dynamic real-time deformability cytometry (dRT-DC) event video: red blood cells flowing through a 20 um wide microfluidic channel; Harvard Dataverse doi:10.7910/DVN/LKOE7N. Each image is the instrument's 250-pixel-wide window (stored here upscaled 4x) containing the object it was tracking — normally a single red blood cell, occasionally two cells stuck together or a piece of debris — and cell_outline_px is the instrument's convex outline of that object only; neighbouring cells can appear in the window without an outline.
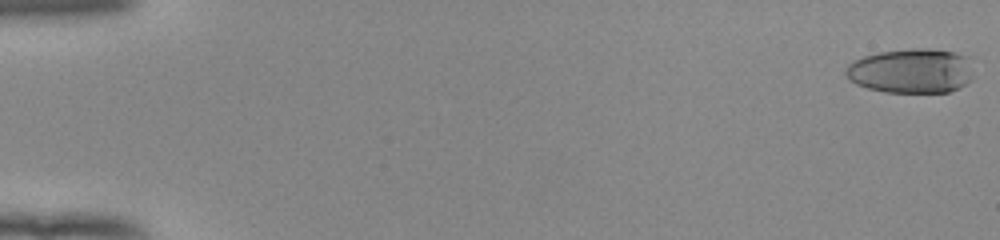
{"species": "human", "species_latin": "Homo sapiens", "temperature_condition": "room temperature", "stored_images_in_passage": 53, "camera_frame_rate_fps": 3000, "um_per_image_px": 0.085, "donor": {"sex": "female"}, "frame": {"image": 1, "passage_image": 1, "time_ms": 0.0, "image_size_px": [1000, 240], "cell_outline_px": [[972, 80], [960, 88], [948, 92], [884, 92], [868, 88], [856, 84], [844, 72], [848, 64], [852, 60], [864, 56], [880, 52], [912, 48], [928, 48], [952, 52], [968, 56], [972, 72]], "centroid_in_image_um": [77.47, 6.02], "position_along_channel_um": 7.5, "area_um2": 33.35}}
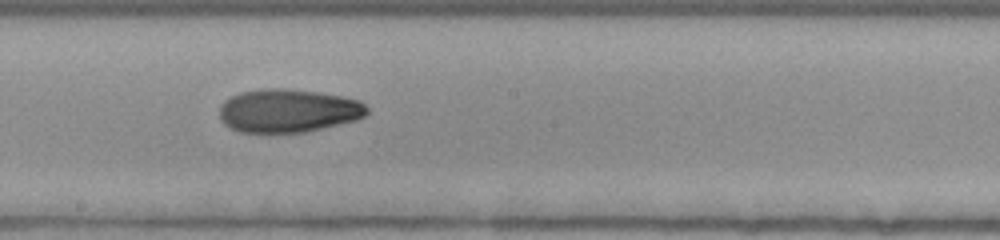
{"frame": {"image": 2, "passage_image": 31, "time_ms": 10.0, "image_size_px": [1000, 240], "cell_outline_px": [[368, 112], [364, 116], [356, 120], [304, 132], [240, 132], [228, 128], [220, 120], [220, 104], [224, 100], [240, 92], [268, 88], [280, 88], [316, 92], [340, 96], [360, 100], [368, 108]], "centroid_in_image_um": [24.46, 9.41], "position_along_channel_um": 223.7, "area_um2": 37.17}}
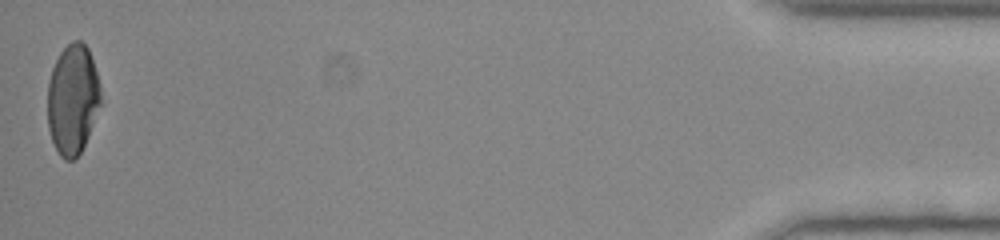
{"frame": {"image": 3, "passage_image": 53, "time_ms": 17.333, "image_size_px": [1000, 240], "cell_outline_px": [[104, 104], [80, 152], [72, 160], [64, 160], [60, 156], [52, 140], [48, 128], [48, 80], [52, 68], [60, 52], [72, 40], [80, 40], [88, 48], [100, 84]], "centroid_in_image_um": [6.21, 8.45], "position_along_channel_um": 429.0, "area_um2": 34.56}, "authors_computed_cell_mechanics": {"area_um2": 36.125, "velocity_mm_per_s": 3.9721, "shape_relaxation_time_tau1_ms": 9.6925, "shape_relaxation_time_tau2_ms": 6.7124, "deformation_change_tau1": 0.2492, "deformation_change_tau2": 0.1127}}